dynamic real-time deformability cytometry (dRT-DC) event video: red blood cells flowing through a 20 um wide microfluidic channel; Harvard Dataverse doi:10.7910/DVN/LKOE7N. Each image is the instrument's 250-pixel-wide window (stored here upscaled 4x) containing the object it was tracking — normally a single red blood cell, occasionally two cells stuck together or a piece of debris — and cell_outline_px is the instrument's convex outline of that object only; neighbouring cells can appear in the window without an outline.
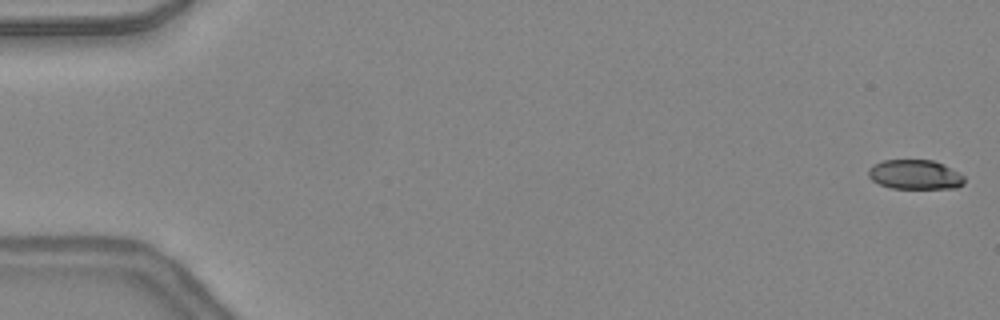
{"species": "common noctule bat (a hibernating species)", "species_latin": "Nyctalus noctula", "temperature_condition": "warm", "stored_images_in_passage": 47, "camera_frame_rate_fps": 3000, "um_per_image_px": 0.085, "animal": {"sex": "female", "body_mass_g": 24.6, "forearm_length_mm": 56.2}, "frame": {"image": 1, "passage_image": 1, "time_ms": 0.0, "image_size_px": [1000, 320], "cell_outline_px": [[964, 184], [956, 188], [892, 188], [880, 184], [872, 180], [868, 176], [868, 168], [872, 164], [884, 160], [932, 160], [944, 164], [960, 172], [964, 176]], "centroid_in_image_um": [77.78, 14.83], "position_along_channel_um": 7.2, "area_um2": 16.65}}
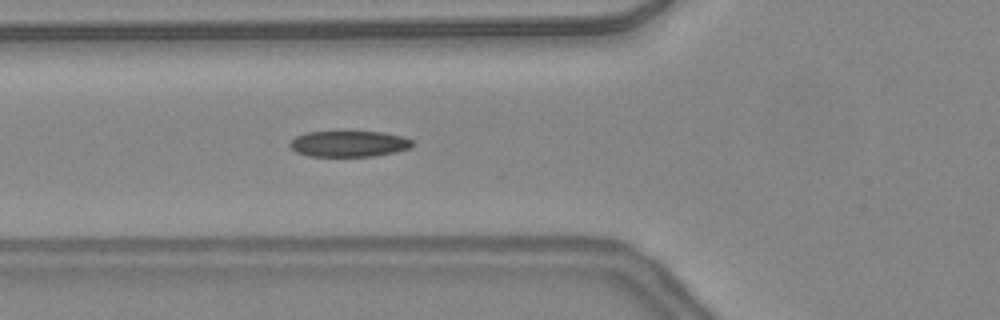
{"frame": {"image": 2, "passage_image": 18, "time_ms": 5.667, "image_size_px": [1000, 320], "cell_outline_px": [[412, 144], [408, 148], [396, 152], [372, 156], [308, 156], [296, 152], [288, 144], [296, 136], [304, 132], [336, 128], [340, 128], [380, 132], [404, 136], [412, 140]], "centroid_in_image_um": [29.59, 12.15], "position_along_channel_um": 96.2, "area_um2": 19.59}}
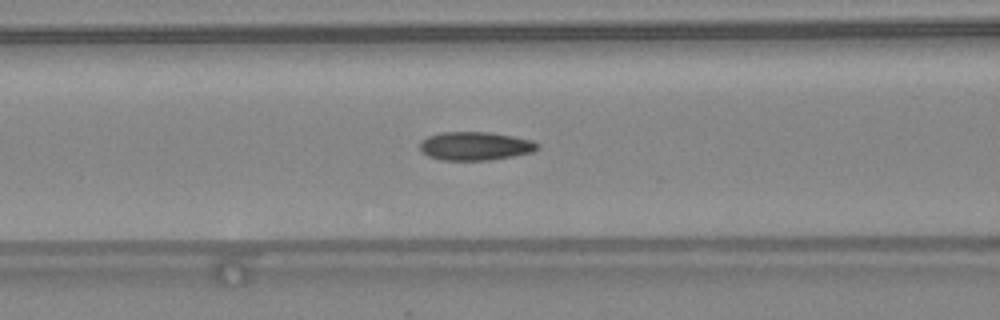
{"frame": {"image": 3, "passage_image": 20, "time_ms": 6.333, "image_size_px": [1000, 320], "cell_outline_px": [[540, 148], [532, 152], [512, 156], [488, 160], [444, 160], [428, 156], [420, 148], [420, 140], [428, 136], [440, 132], [488, 132], [512, 136], [532, 140], [540, 144]], "centroid_in_image_um": [40.4, 12.4], "position_along_channel_um": 126.2, "area_um2": 19.48}, "authors_computed_cell_mechanics": {"area_um2": 18.6694, "velocity_mm_per_s": 4.4073, "shape_relaxation_time_tau1_ms": null, "shape_relaxation_time_tau2_ms": 1.5953, "deformation_change_tau1": null, "deformation_change_tau2": 0.079}}